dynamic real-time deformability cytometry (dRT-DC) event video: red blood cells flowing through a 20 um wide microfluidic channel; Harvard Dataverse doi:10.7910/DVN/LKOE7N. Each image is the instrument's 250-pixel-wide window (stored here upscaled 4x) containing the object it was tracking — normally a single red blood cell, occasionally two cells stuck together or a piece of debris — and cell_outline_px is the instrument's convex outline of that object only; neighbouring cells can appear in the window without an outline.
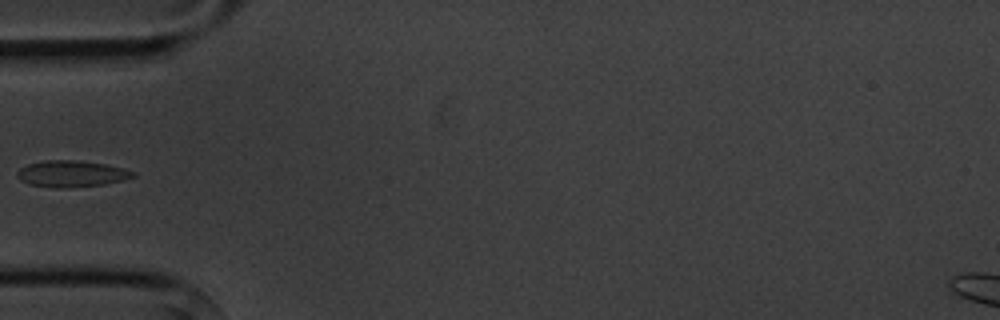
{"species": "common noctule bat (a hibernating species)", "species_latin": "Nyctalus noctula", "temperature_condition": "cold", "stored_images_in_passage": 5, "camera_frame_rate_fps": 3000, "um_per_image_px": 0.085, "animal": {"sex": "male", "body_mass_g": 20.1, "forearm_length_mm": 53.5}, "frame": {"image": 1, "passage_image": 5, "time_ms": 5.333, "image_size_px": [1000, 320], "cell_outline_px": [[136, 176], [104, 184], [68, 188], [56, 188], [28, 184], [20, 180], [16, 176], [16, 172], [20, 168], [28, 164], [44, 160], [76, 160], [104, 164], [124, 168], [136, 172]], "centroid_in_image_um": [6.04, 14.77], "position_along_channel_um": 79.0, "area_um2": 17.86}}